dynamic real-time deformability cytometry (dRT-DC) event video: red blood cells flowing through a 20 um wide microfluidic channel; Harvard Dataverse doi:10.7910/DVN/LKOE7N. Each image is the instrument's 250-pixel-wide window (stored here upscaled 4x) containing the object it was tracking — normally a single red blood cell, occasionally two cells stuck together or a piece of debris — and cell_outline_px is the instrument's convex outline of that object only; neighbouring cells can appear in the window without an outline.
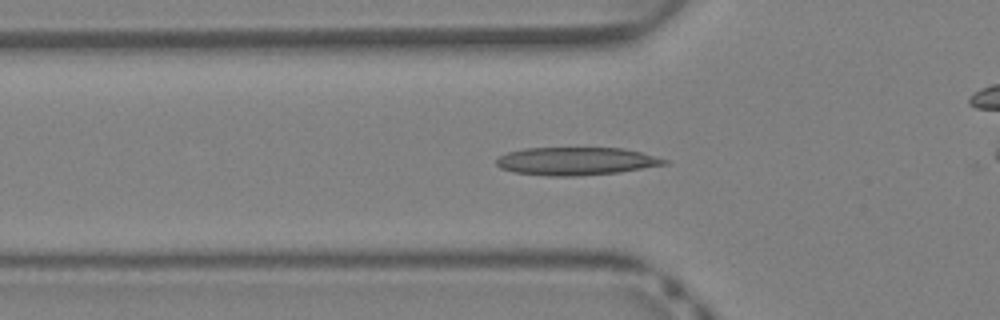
{"species": "Egyptian fruit bat (a non-hibernating species)", "species_latin": "Rousettus aegyptiacus", "temperature_condition": "warm", "stored_images_in_passage": 33, "camera_frame_rate_fps": 3000, "um_per_image_px": 0.085, "animal": {"sex": "female"}, "frame": {"image": 1, "passage_image": 5, "time_ms": 1.333, "image_size_px": [1000, 320], "cell_outline_px": [[668, 164], [620, 172], [580, 176], [548, 176], [516, 172], [500, 168], [496, 164], [496, 160], [500, 156], [508, 152], [524, 148], [624, 148], [640, 152], [668, 160]], "centroid_in_image_um": [48.97, 13.7], "position_along_channel_um": 76.8, "area_um2": 27.28}}
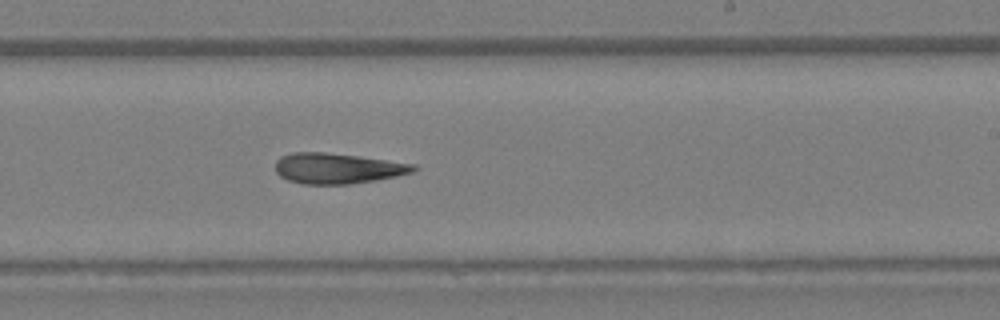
{"frame": {"image": 2, "passage_image": 16, "time_ms": 5.0, "image_size_px": [1000, 320], "cell_outline_px": [[420, 168], [412, 172], [396, 176], [376, 180], [348, 184], [304, 184], [288, 180], [280, 176], [276, 172], [276, 160], [280, 156], [292, 152], [324, 152], [360, 156], [416, 164]], "centroid_in_image_um": [28.7, 14.3], "position_along_channel_um": 260.3, "area_um2": 24.68}}
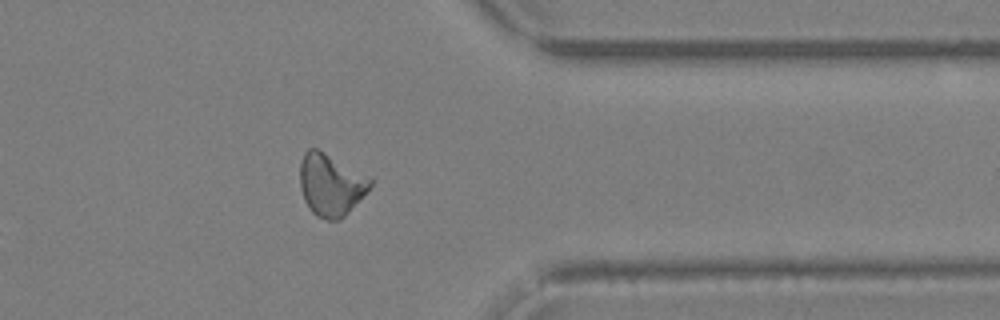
{"frame": {"image": 3, "passage_image": 24, "time_ms": 7.667, "image_size_px": [1000, 320], "cell_outline_px": [[372, 184], [348, 212], [340, 220], [328, 220], [316, 216], [312, 212], [304, 200], [300, 188], [300, 160], [304, 152], [308, 148], [316, 148], [372, 176]], "centroid_in_image_um": [28.11, 15.68], "position_along_channel_um": 383.3, "area_um2": 25.55}}